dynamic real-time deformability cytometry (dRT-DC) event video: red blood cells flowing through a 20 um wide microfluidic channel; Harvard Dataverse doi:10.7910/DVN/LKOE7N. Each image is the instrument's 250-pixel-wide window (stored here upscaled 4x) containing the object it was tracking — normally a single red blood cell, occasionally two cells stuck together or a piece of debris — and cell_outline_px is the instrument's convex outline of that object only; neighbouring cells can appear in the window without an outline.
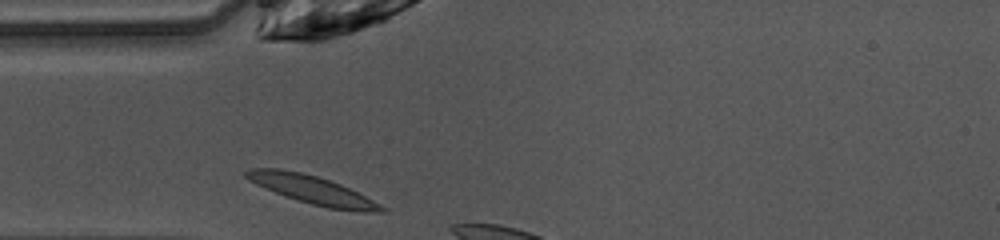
{"species": "common noctule bat (a hibernating species)", "species_latin": "Nyctalus noctula", "temperature_condition": "warm", "stored_images_in_passage": 3, "camera_frame_rate_fps": 3000, "um_per_image_px": 0.085, "animal": {"sex": "female", "body_mass_g": 10.0, "forearm_length_mm": 53.1}, "frame": {"image": 1, "passage_image": 1, "time_ms": 0.0, "image_size_px": [1000, 240], "cell_outline_px": [[388, 212], [360, 212], [328, 208], [312, 204], [276, 192], [256, 184], [248, 180], [244, 176], [244, 172], [252, 168], [280, 168], [300, 172], [316, 176], [340, 184], [388, 208]], "centroid_in_image_um": [26.57, 16.14], "position_along_channel_um": 58.4, "area_um2": 21.91}}